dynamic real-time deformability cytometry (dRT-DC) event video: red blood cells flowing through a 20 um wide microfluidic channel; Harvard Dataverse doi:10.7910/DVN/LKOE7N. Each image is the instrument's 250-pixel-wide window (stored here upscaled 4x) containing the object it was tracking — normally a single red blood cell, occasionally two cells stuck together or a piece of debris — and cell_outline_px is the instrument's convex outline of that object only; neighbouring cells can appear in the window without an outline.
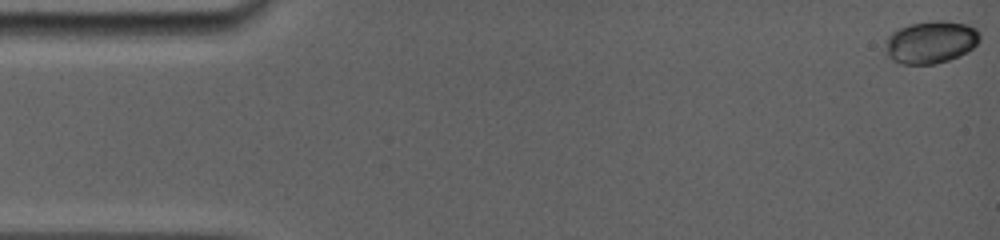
{"species": "common noctule bat (a hibernating species)", "species_latin": "Nyctalus noctula", "temperature_condition": "room temperature", "stored_images_in_passage": 74, "camera_frame_rate_fps": 5000, "um_per_image_px": 0.085, "animal": {"sex": "female", "body_mass_g": 19.0, "forearm_length_mm": 56.7}, "frame": {"image": 1, "passage_image": 1, "time_ms": 0.0, "image_size_px": [1000, 240], "cell_outline_px": [[980, 40], [968, 52], [960, 56], [936, 64], [900, 64], [892, 60], [884, 52], [888, 36], [892, 32], [900, 28], [912, 24], [936, 20], [944, 20], [968, 24], [976, 28], [980, 32]], "centroid_in_image_um": [79.14, 3.59], "position_along_channel_um": 5.9, "area_um2": 23.58}}
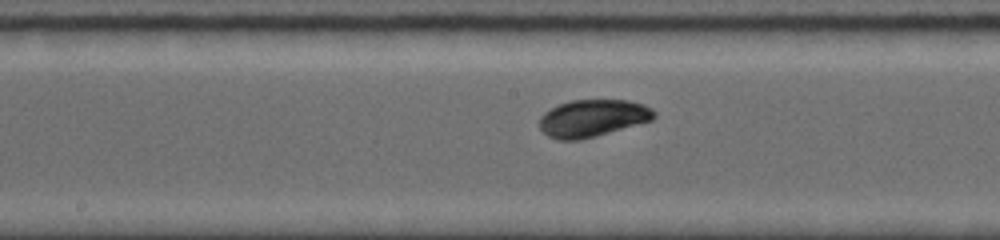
{"frame": {"image": 2, "passage_image": 41, "time_ms": 8.4, "image_size_px": [1000, 240], "cell_outline_px": [[656, 116], [652, 120], [596, 136], [580, 140], [556, 140], [548, 136], [540, 128], [540, 116], [544, 112], [560, 104], [572, 100], [628, 100], [644, 104], [652, 108], [656, 112]], "centroid_in_image_um": [50.38, 10.04], "position_along_channel_um": 197.8, "area_um2": 24.85}}
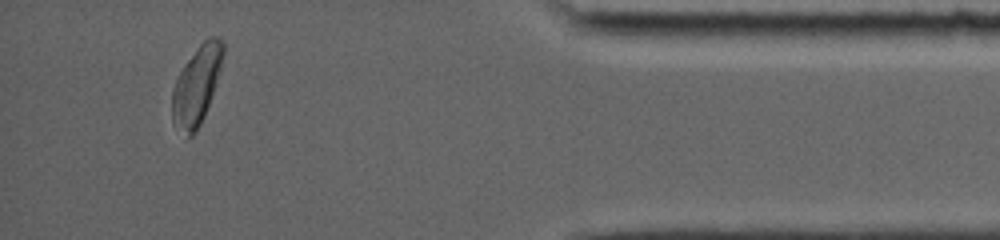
{"frame": {"image": 3, "passage_image": 69, "time_ms": 15.0, "image_size_px": [1000, 240], "cell_outline_px": [[224, 52], [220, 68], [204, 116], [196, 132], [192, 136], [188, 136], [172, 120], [172, 88], [176, 76], [184, 64], [200, 44], [208, 36], [216, 36], [224, 44]], "centroid_in_image_um": [16.69, 7.21], "position_along_channel_um": 418.5, "area_um2": 22.77}, "authors_computed_cell_mechanics": {"area_um2": 23.8425, "velocity_mm_per_s": 3.8621, "shape_relaxation_time_tau1_ms": 4.2711, "shape_relaxation_time_tau2_ms": 9.4575, "deformation_change_tau1": 0.094, "deformation_change_tau2": 0.0783}}